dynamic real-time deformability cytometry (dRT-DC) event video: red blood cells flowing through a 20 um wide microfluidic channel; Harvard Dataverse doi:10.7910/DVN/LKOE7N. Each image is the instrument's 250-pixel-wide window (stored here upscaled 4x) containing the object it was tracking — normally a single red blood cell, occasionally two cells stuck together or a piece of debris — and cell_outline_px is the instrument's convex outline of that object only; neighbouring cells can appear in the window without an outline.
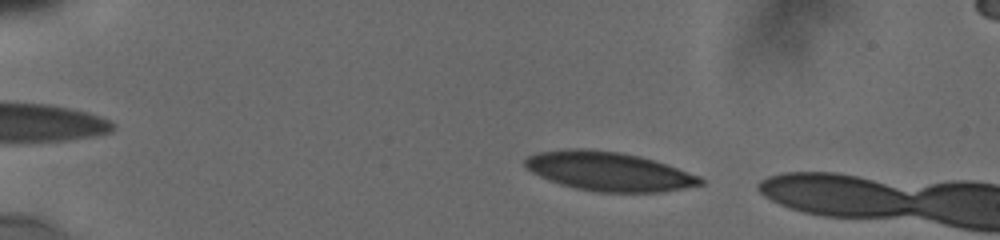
{"species": "human", "species_latin": "Homo sapiens", "temperature_condition": "cold", "stored_images_in_passage": 5, "camera_frame_rate_fps": 3000, "um_per_image_px": 0.085, "donor": {"sex": "male"}, "frame": {"image": 1, "passage_image": 3, "time_ms": 1.333, "image_size_px": [1000, 240], "cell_outline_px": [[704, 184], [684, 188], [660, 192], [596, 192], [576, 188], [560, 184], [548, 180], [532, 172], [524, 164], [524, 160], [528, 156], [536, 152], [568, 148], [588, 148], [620, 152], [640, 156], [700, 176], [704, 180]], "centroid_in_image_um": [51.71, 14.56], "position_along_channel_um": 33.3, "area_um2": 39.82}}